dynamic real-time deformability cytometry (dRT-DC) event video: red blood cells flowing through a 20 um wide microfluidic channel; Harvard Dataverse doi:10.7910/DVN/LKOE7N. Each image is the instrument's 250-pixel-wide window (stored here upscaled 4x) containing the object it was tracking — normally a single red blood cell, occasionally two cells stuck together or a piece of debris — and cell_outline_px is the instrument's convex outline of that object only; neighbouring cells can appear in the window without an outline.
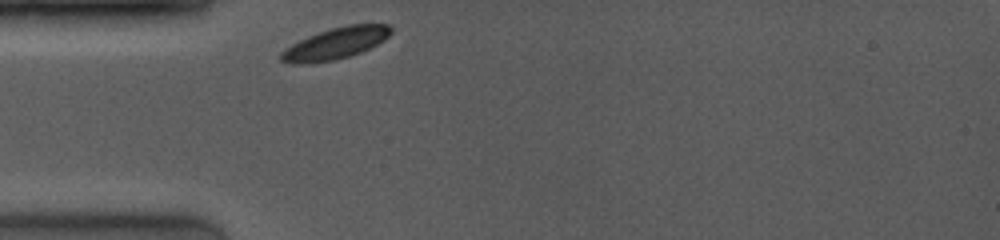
{"species": "common noctule bat (a hibernating species)", "species_latin": "Nyctalus noctula", "temperature_condition": "room temperature", "stored_images_in_passage": 34, "camera_frame_rate_fps": 4000, "um_per_image_px": 0.085, "animal": {"sex": "female", "body_mass_g": 19.0, "forearm_length_mm": 53.3}, "frame": {"image": 1, "passage_image": 1, "time_ms": 0.0, "image_size_px": [1000, 240], "cell_outline_px": [[392, 32], [384, 40], [360, 52], [348, 56], [332, 60], [308, 64], [288, 64], [280, 60], [280, 52], [284, 48], [308, 36], [332, 28], [348, 24], [388, 24], [392, 28]], "centroid_in_image_um": [28.48, 3.7], "position_along_channel_um": 56.5, "area_um2": 20.06}}
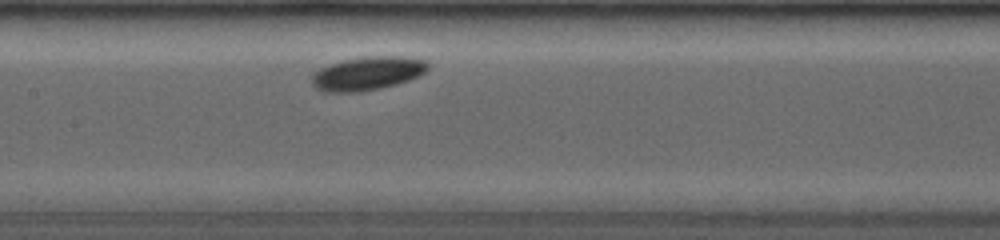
{"frame": {"image": 2, "passage_image": 13, "time_ms": 3.25, "image_size_px": [1000, 240], "cell_outline_px": [[428, 68], [420, 76], [396, 84], [380, 88], [360, 92], [324, 92], [316, 88], [312, 84], [312, 76], [320, 68], [328, 64], [344, 60], [364, 56], [400, 56], [428, 60]], "centroid_in_image_um": [31.24, 6.23], "position_along_channel_um": 176.2, "area_um2": 22.77}}
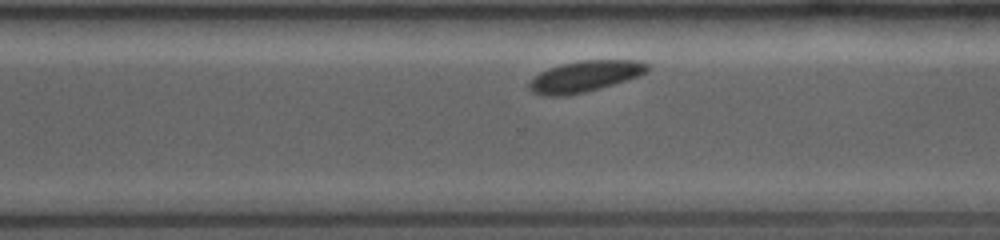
{"frame": {"image": 3, "passage_image": 29, "time_ms": 7.0, "image_size_px": [1000, 240], "cell_outline_px": [[652, 68], [648, 72], [640, 76], [628, 80], [600, 88], [584, 92], [564, 96], [544, 96], [532, 92], [528, 88], [528, 84], [540, 72], [548, 68], [560, 64], [580, 60], [640, 60], [648, 64]], "centroid_in_image_um": [49.76, 6.48], "position_along_channel_um": 320.8, "area_um2": 21.68}}